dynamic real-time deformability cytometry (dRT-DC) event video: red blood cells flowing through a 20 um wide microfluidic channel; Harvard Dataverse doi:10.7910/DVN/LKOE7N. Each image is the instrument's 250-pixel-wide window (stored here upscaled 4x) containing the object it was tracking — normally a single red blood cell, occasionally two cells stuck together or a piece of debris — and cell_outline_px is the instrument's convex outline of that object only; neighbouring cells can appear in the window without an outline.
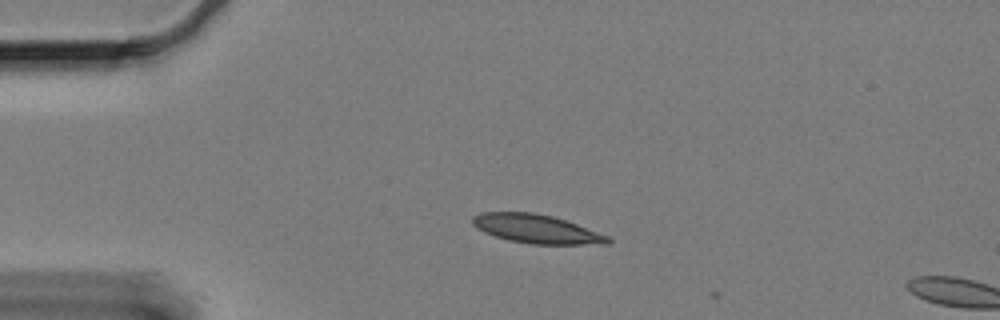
{"species": "Egyptian fruit bat (a non-hibernating species)", "species_latin": "Rousettus aegyptiacus", "temperature_condition": "cold", "stored_images_in_passage": 3, "camera_frame_rate_fps": 3000, "um_per_image_px": 0.085, "animal": {"sex": "female"}, "frame": {"image": 1, "passage_image": 2, "time_ms": 0.333, "image_size_px": [1000, 320], "cell_outline_px": [[612, 240], [608, 244], [532, 244], [508, 240], [484, 232], [476, 228], [472, 224], [472, 216], [480, 212], [532, 212], [552, 216], [576, 224], [608, 236]], "centroid_in_image_um": [45.56, 19.45], "position_along_channel_um": 39.4, "area_um2": 22.54}}